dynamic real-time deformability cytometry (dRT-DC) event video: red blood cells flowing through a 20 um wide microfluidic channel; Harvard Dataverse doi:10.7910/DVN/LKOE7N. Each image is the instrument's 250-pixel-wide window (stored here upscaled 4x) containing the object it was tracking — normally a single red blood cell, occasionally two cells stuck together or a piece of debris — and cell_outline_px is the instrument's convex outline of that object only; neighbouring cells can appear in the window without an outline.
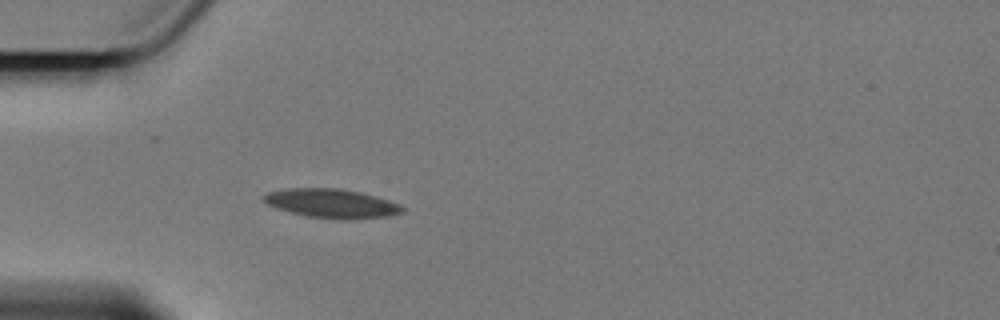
{"species": "Egyptian fruit bat (a non-hibernating species)", "species_latin": "Rousettus aegyptiacus", "temperature_condition": "cold", "stored_images_in_passage": 5, "camera_frame_rate_fps": 3000, "um_per_image_px": 0.085, "animal": {"sex": "female"}, "frame": {"image": 1, "passage_image": 5, "time_ms": 4.667, "image_size_px": [1000, 320], "cell_outline_px": [[404, 212], [388, 216], [352, 220], [340, 220], [308, 216], [276, 208], [268, 204], [264, 200], [264, 196], [268, 192], [288, 188], [340, 188], [360, 192], [376, 196], [400, 204], [404, 208]], "centroid_in_image_um": [28.24, 17.3], "position_along_channel_um": 56.8, "area_um2": 23.47}}